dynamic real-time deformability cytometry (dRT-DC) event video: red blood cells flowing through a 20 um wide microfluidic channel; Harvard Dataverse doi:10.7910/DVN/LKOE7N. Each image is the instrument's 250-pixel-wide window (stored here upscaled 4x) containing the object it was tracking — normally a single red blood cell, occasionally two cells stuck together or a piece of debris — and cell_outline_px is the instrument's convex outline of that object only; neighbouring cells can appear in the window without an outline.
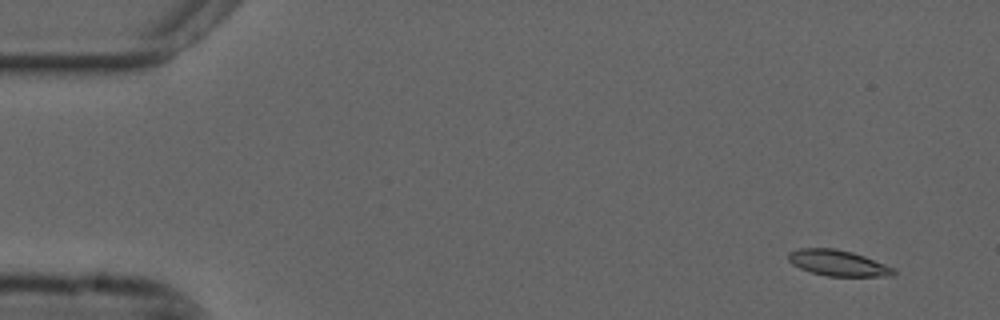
{"species": "common noctule bat (a hibernating species)", "species_latin": "Nyctalus noctula", "temperature_condition": "cold", "stored_images_in_passage": 53, "camera_frame_rate_fps": 3000, "um_per_image_px": 0.085, "animal": {"sex": "male", "forearm_length_mm": 52.5}, "frame": {"image": 1, "passage_image": 1, "time_ms": 0.0, "image_size_px": [1000, 320], "cell_outline_px": [[896, 272], [892, 276], [828, 276], [812, 272], [800, 268], [792, 264], [788, 260], [788, 252], [800, 248], [836, 248], [852, 252], [864, 256], [884, 264], [892, 268]], "centroid_in_image_um": [71.19, 22.35], "position_along_channel_um": 13.8, "area_um2": 15.72}}
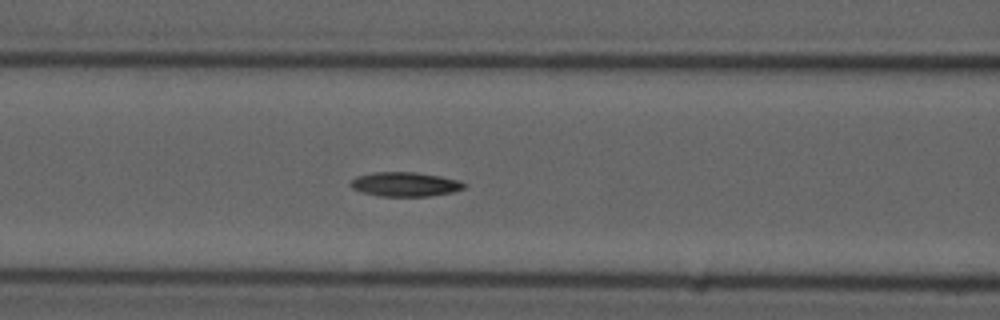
{"frame": {"image": 2, "passage_image": 20, "time_ms": 6.333, "image_size_px": [1000, 320], "cell_outline_px": [[464, 188], [452, 192], [428, 196], [380, 196], [364, 192], [352, 188], [348, 184], [356, 176], [372, 172], [412, 172], [440, 176], [460, 180], [464, 184]], "centroid_in_image_um": [34.4, 15.65], "position_along_channel_um": 132.2, "area_um2": 15.95}}
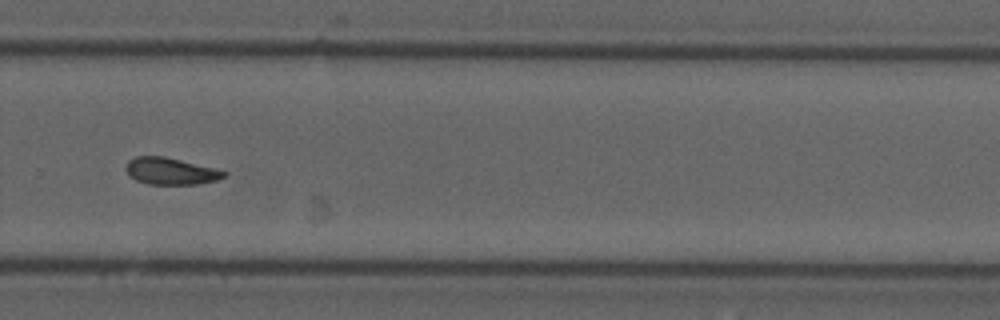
{"frame": {"image": 3, "passage_image": 35, "time_ms": 11.333, "image_size_px": [1000, 320], "cell_outline_px": [[228, 176], [216, 180], [200, 184], [148, 184], [136, 180], [124, 168], [128, 160], [136, 156], [164, 156], [216, 168], [228, 172]], "centroid_in_image_um": [14.54, 14.54], "position_along_channel_um": 315.3, "area_um2": 15.43}, "authors_computed_cell_mechanics": {"area_um2": 15.895, "velocity_mm_per_s": 3.6678, "shape_relaxation_time_tau1_ms": null, "shape_relaxation_time_tau2_ms": 8.5314, "deformation_change_tau1": null, "deformation_change_tau2": 0.1529}}